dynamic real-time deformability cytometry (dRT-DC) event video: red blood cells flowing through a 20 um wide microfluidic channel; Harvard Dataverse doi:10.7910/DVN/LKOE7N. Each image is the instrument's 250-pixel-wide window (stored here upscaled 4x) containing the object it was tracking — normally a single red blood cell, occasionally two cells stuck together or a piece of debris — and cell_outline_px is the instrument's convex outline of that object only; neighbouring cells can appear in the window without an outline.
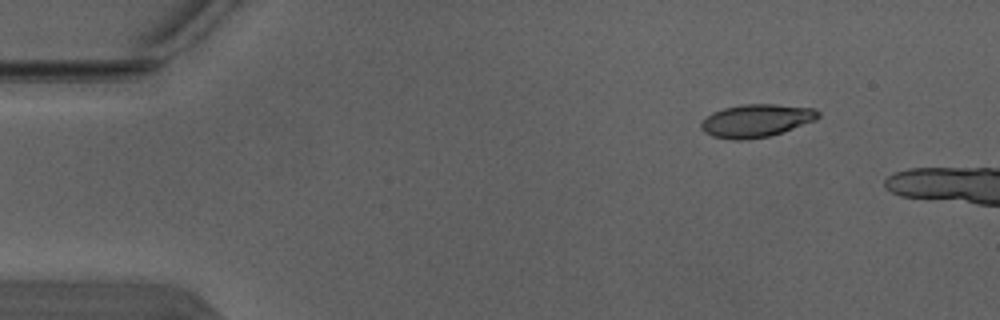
{"species": "Egyptian fruit bat (a non-hibernating species)", "species_latin": "Rousettus aegyptiacus", "temperature_condition": "warm", "stored_images_in_passage": 3, "camera_frame_rate_fps": 3000, "um_per_image_px": 0.085, "animal": {"sex": "male"}, "frame": {"image": 1, "passage_image": 3, "time_ms": 0.667, "image_size_px": [1000, 320], "cell_outline_px": [[820, 116], [816, 120], [768, 136], [744, 140], [736, 140], [712, 136], [704, 132], [700, 128], [700, 124], [712, 112], [724, 108], [744, 104], [776, 104], [812, 108], [820, 112]], "centroid_in_image_um": [64.27, 10.25], "position_along_channel_um": 20.7, "area_um2": 22.2}}